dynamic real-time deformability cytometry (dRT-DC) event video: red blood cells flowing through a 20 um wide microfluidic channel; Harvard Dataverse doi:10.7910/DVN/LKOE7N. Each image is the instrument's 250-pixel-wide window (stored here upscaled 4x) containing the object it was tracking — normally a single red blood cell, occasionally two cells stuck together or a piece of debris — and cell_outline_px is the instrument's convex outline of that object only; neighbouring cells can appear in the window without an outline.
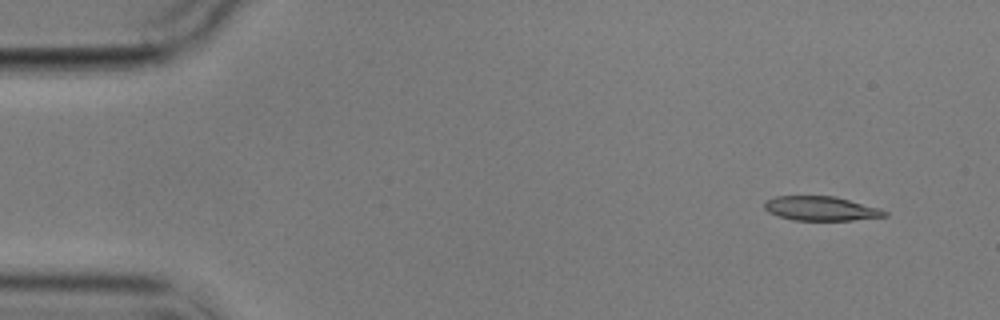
{"species": "common noctule bat (a hibernating species)", "species_latin": "Nyctalus noctula", "temperature_condition": "cold", "stored_images_in_passage": 5, "camera_frame_rate_fps": 3000, "um_per_image_px": 0.085, "animal": {"sex": "male", "body_mass_g": 17.9}, "frame": {"image": 1, "passage_image": 2, "time_ms": 1.0, "image_size_px": [1000, 320], "cell_outline_px": [[888, 216], [852, 220], [792, 220], [768, 212], [764, 208], [764, 200], [776, 196], [836, 196], [880, 208], [888, 212]], "centroid_in_image_um": [69.78, 17.72], "position_along_channel_um": 15.2, "area_um2": 17.11}}
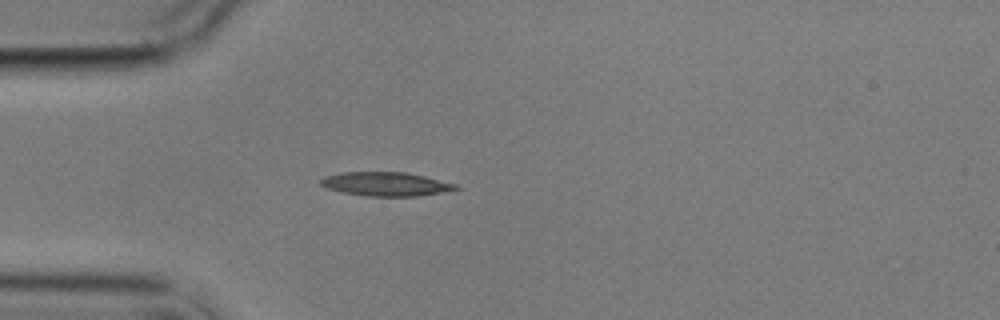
{"frame": {"image": 2, "passage_image": 5, "time_ms": 4.667, "image_size_px": [1000, 320], "cell_outline_px": [[460, 188], [444, 192], [416, 196], [368, 196], [344, 192], [328, 188], [320, 184], [320, 180], [324, 176], [340, 172], [404, 172], [424, 176], [456, 184]], "centroid_in_image_um": [32.79, 15.64], "position_along_channel_um": 52.2, "area_um2": 18.61}}